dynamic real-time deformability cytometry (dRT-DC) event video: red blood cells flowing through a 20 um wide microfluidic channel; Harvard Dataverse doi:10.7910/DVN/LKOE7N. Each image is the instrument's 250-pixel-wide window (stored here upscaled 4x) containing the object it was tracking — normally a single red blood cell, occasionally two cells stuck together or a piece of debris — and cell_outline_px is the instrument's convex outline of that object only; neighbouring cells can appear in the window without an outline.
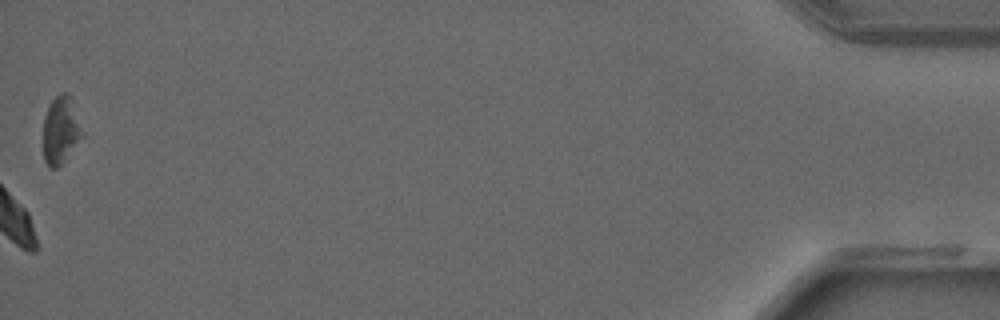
{"species": "common noctule bat (a hibernating species)", "species_latin": "Nyctalus noctula", "temperature_condition": "warm", "stored_images_in_passage": 38, "camera_frame_rate_fps": 3000, "um_per_image_px": 0.085, "animal": {"sex": "male", "forearm_length_mm": 52.5}, "frame": {"image": 1, "passage_image": 38, "time_ms": 12.333, "image_size_px": [1000, 320], "cell_outline_px": [[84, 136], [64, 160], [56, 168], [52, 168], [44, 160], [44, 116], [48, 104], [60, 92], [68, 92], [72, 96], [84, 132]], "centroid_in_image_um": [5.2, 10.98], "position_along_channel_um": 430.0, "area_um2": 15.61}}